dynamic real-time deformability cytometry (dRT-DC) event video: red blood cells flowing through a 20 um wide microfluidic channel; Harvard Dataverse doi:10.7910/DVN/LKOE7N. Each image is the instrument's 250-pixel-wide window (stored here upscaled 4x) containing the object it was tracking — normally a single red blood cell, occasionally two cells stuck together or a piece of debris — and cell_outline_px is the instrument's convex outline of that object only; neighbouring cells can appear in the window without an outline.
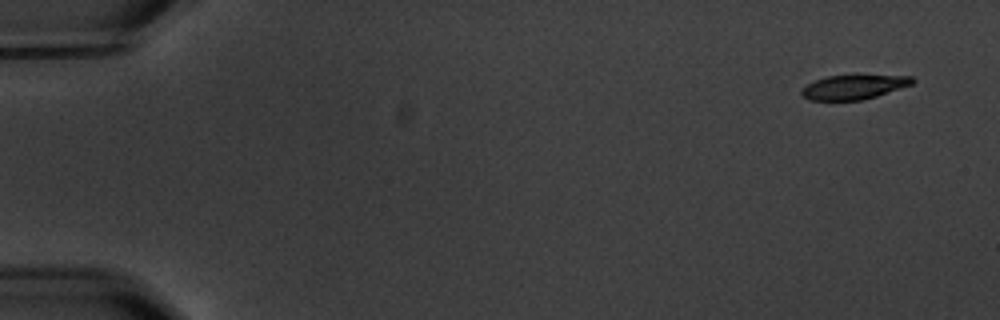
{"species": "common noctule bat (a hibernating species)", "species_latin": "Nyctalus noctula", "temperature_condition": "warm", "stored_images_in_passage": 4, "camera_frame_rate_fps": 3000, "um_per_image_px": 0.085, "animal": {"sex": "male", "body_mass_g": 20.1, "forearm_length_mm": 53.5}, "frame": {"image": 1, "passage_image": 1, "time_ms": 0.0, "image_size_px": [1000, 320], "cell_outline_px": [[916, 80], [912, 84], [876, 96], [860, 100], [808, 100], [800, 92], [808, 84], [816, 80], [828, 76], [912, 76]], "centroid_in_image_um": [72.57, 7.41], "position_along_channel_um": 12.4, "area_um2": 15.26}}